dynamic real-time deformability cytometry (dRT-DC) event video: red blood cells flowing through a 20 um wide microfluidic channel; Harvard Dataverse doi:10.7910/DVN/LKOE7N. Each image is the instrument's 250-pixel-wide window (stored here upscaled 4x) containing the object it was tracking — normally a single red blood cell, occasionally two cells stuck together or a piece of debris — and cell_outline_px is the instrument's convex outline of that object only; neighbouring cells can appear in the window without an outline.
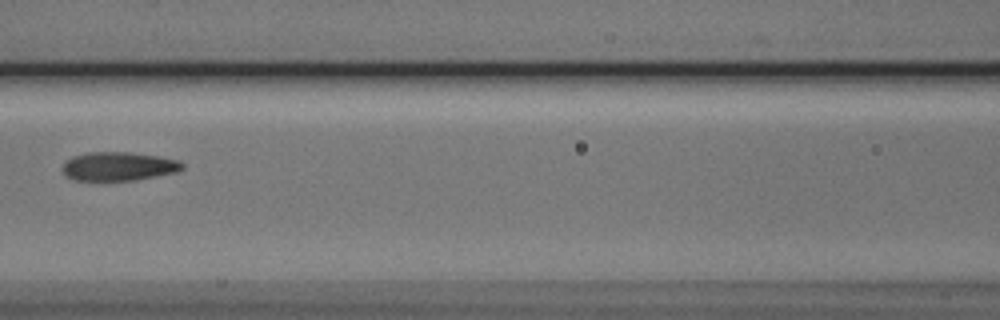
{"species": "Egyptian fruit bat (a non-hibernating species)", "species_latin": "Rousettus aegyptiacus", "temperature_condition": "cold", "stored_images_in_passage": 6, "camera_frame_rate_fps": 3000, "um_per_image_px": 0.085, "animal": {"sex": "male"}, "frame": {"image": 1, "passage_image": 5, "time_ms": 5.0, "image_size_px": [1000, 320], "cell_outline_px": [[184, 168], [180, 172], [132, 180], [72, 180], [64, 176], [64, 164], [72, 156], [88, 152], [132, 152], [160, 156], [180, 160], [184, 164]], "centroid_in_image_um": [10.13, 14.13], "position_along_channel_um": 156.5, "area_um2": 20.23}}
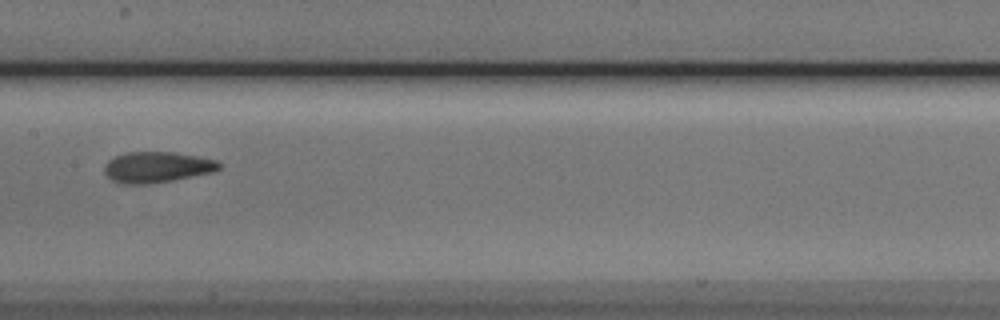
{"frame": {"image": 2, "passage_image": 6, "time_ms": 6.0, "image_size_px": [1000, 320], "cell_outline_px": [[220, 168], [212, 172], [172, 180], [148, 184], [124, 184], [112, 180], [104, 172], [104, 164], [108, 160], [116, 156], [128, 152], [176, 152], [216, 160], [220, 164]], "centroid_in_image_um": [13.31, 14.2], "position_along_channel_um": 194.1, "area_um2": 20.46}}